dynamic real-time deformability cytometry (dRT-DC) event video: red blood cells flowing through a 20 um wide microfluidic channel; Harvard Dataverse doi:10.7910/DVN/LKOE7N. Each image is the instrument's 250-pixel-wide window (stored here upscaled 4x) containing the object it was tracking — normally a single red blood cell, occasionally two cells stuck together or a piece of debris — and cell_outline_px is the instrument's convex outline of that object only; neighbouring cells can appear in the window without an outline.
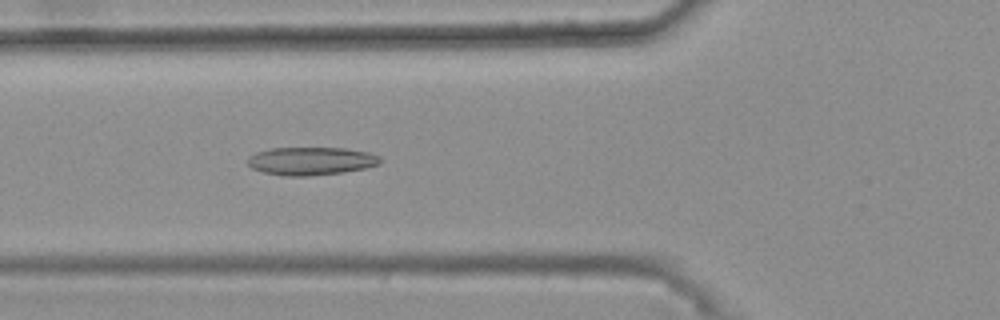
{"species": "common noctule bat (a hibernating species)", "species_latin": "Nyctalus noctula", "temperature_condition": "warm", "stored_images_in_passage": 40, "camera_frame_rate_fps": 3000, "um_per_image_px": 0.085, "animal": {"sex": "female", "body_mass_g": 25.1}, "frame": {"image": 1, "passage_image": 13, "time_ms": 4.0, "image_size_px": [1000, 320], "cell_outline_px": [[380, 164], [364, 168], [344, 172], [308, 176], [284, 176], [264, 172], [252, 168], [248, 164], [248, 156], [256, 152], [272, 148], [344, 148], [368, 152], [380, 156]], "centroid_in_image_um": [26.43, 13.69], "position_along_channel_um": 99.4, "area_um2": 21.62}}
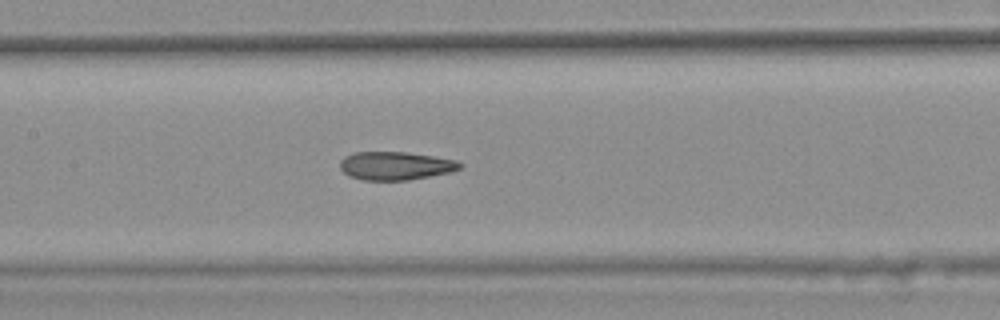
{"frame": {"image": 2, "passage_image": 19, "time_ms": 6.0, "image_size_px": [1000, 320], "cell_outline_px": [[464, 164], [460, 168], [452, 172], [408, 180], [364, 180], [348, 176], [340, 168], [340, 160], [344, 156], [352, 152], [404, 152], [432, 156], [456, 160]], "centroid_in_image_um": [33.6, 14.09], "position_along_channel_um": 173.8, "area_um2": 19.83}}
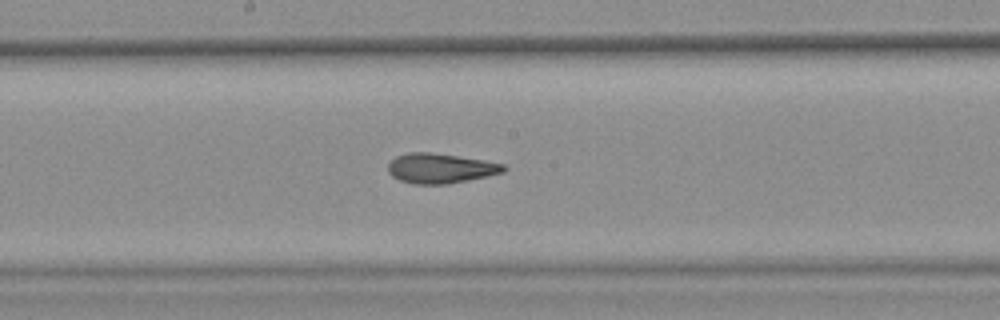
{"frame": {"image": 3, "passage_image": 22, "time_ms": 7.0, "image_size_px": [1000, 320], "cell_outline_px": [[508, 168], [504, 172], [468, 180], [448, 184], [416, 184], [400, 180], [392, 176], [388, 172], [388, 164], [396, 156], [408, 152], [432, 152], [484, 160], [504, 164]], "centroid_in_image_um": [37.44, 14.3], "position_along_channel_um": 210.8, "area_um2": 20.11}, "authors_computed_cell_mechanics": {"area_um2": 20.2878, "velocity_mm_per_s": 3.7117, "shape_relaxation_time_tau1_ms": null, "shape_relaxation_time_tau2_ms": 2.515, "deformation_change_tau1": null, "deformation_change_tau2": 0.1088}}